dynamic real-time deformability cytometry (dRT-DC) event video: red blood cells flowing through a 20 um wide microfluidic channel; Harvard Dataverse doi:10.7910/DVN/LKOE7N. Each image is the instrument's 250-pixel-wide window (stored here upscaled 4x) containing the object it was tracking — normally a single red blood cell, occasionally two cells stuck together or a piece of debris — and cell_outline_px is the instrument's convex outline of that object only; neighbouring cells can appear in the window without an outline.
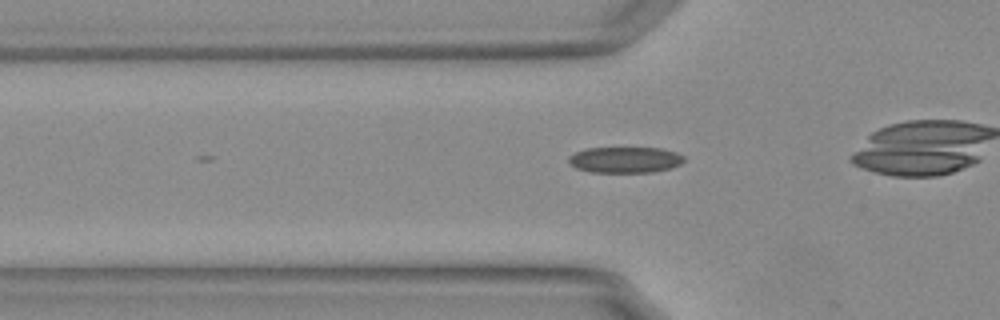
{"species": "Egyptian fruit bat (a non-hibernating species)", "species_latin": "Rousettus aegyptiacus", "temperature_condition": "warm", "stored_images_in_passage": 10, "camera_frame_rate_fps": 3000, "um_per_image_px": 0.085, "animal": {"sex": "female"}, "frame": {"image": 1, "passage_image": 2, "time_ms": 0.333, "image_size_px": [1000, 320], "cell_outline_px": [[684, 160], [680, 164], [672, 168], [652, 172], [592, 172], [576, 168], [568, 160], [568, 156], [576, 152], [588, 148], [664, 148], [676, 152], [684, 156]], "centroid_in_image_um": [53.16, 13.58], "position_along_channel_um": 72.6, "area_um2": 17.46}}
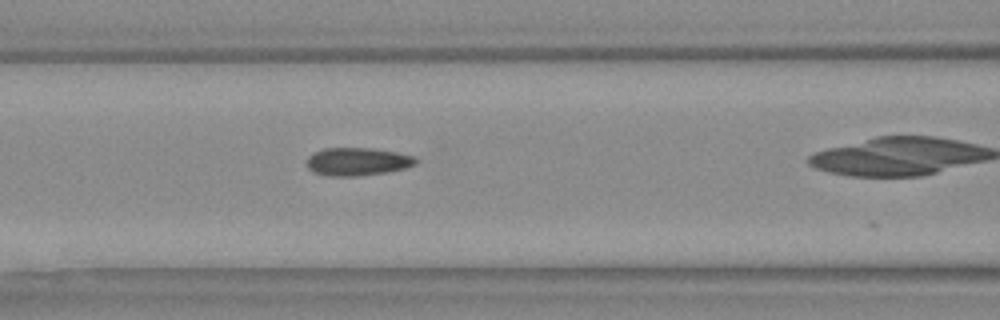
{"frame": {"image": 2, "passage_image": 7, "time_ms": 2.0, "image_size_px": [1000, 320], "cell_outline_px": [[416, 164], [404, 168], [388, 172], [356, 176], [328, 176], [316, 172], [308, 168], [308, 156], [324, 148], [372, 148], [396, 152], [412, 156], [416, 160]], "centroid_in_image_um": [30.38, 13.73], "position_along_channel_um": 136.2, "area_um2": 17.51}}